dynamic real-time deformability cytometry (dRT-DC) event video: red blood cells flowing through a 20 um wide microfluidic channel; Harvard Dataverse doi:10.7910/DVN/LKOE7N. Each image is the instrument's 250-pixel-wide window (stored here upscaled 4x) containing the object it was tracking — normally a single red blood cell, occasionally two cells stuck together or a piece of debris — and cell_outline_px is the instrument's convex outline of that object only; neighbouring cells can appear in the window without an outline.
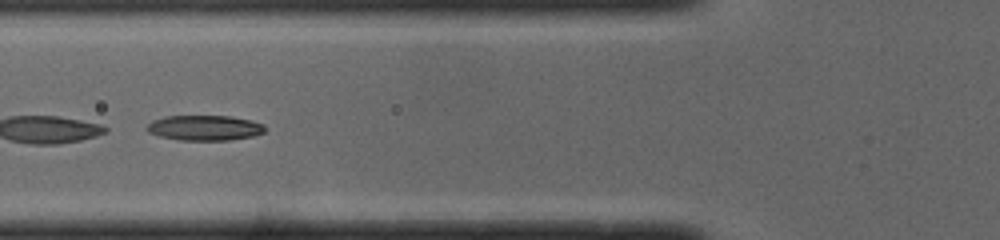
{"species": "common noctule bat (a hibernating species)", "species_latin": "Nyctalus noctula", "temperature_condition": "cold", "stored_images_in_passage": 43, "camera_frame_rate_fps": 3000, "um_per_image_px": 0.085, "animal": {"sex": "male", "body_mass_g": 19.0, "forearm_length_mm": 50.8}, "frame": {"image": 1, "passage_image": 13, "time_ms": 4.0, "image_size_px": [1000, 240], "cell_outline_px": [[264, 132], [252, 136], [232, 140], [180, 140], [160, 136], [148, 132], [144, 128], [152, 120], [164, 116], [232, 116], [252, 120], [264, 124]], "centroid_in_image_um": [17.38, 10.86], "position_along_channel_um": 108.4, "area_um2": 17.46}, "authors_computed_cell_mechanics": {"area_um2": 17.918, "velocity_mm_per_s": 3.9886, "shape_relaxation_time_tau1_ms": 7.4883, "shape_relaxation_time_tau2_ms": 2.1134, "deformation_change_tau1": 0.2282, "deformation_change_tau2": 0.0794}}